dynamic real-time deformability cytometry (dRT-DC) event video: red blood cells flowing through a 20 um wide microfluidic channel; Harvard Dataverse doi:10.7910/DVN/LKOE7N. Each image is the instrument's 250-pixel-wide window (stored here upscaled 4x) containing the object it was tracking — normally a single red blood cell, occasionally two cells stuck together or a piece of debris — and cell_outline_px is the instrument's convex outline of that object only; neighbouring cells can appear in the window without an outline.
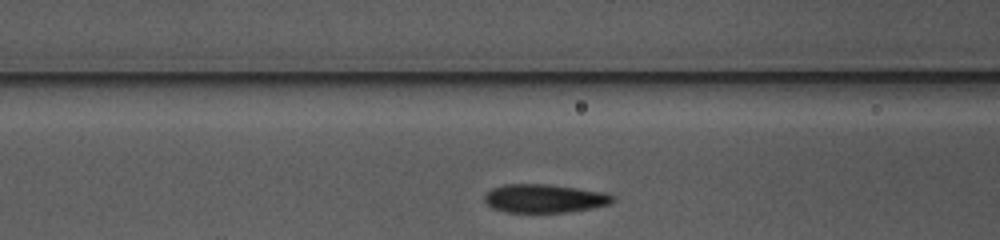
{"species": "common noctule bat (a hibernating species)", "species_latin": "Nyctalus noctula", "temperature_condition": "warm", "stored_images_in_passage": 23, "camera_frame_rate_fps": 3000, "um_per_image_px": 0.085, "animal": {"sex": "female", "body_mass_g": 10.0, "forearm_length_mm": 53.1}, "frame": {"image": 1, "passage_image": 5, "time_ms": 1.333, "image_size_px": [1000, 240], "cell_outline_px": [[616, 200], [612, 204], [592, 208], [564, 212], [504, 212], [492, 208], [484, 200], [484, 196], [492, 188], [504, 184], [548, 184], [604, 192], [612, 196]], "centroid_in_image_um": [46.28, 16.87], "position_along_channel_um": 120.3, "area_um2": 21.27}}
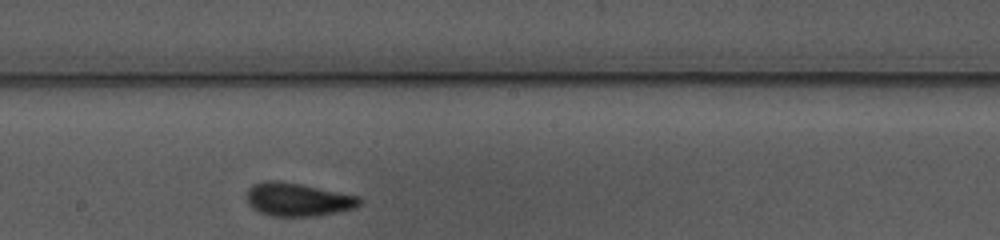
{"frame": {"image": 2, "passage_image": 13, "time_ms": 4.0, "image_size_px": [1000, 240], "cell_outline_px": [[364, 200], [356, 208], [336, 212], [312, 216], [272, 216], [260, 212], [252, 208], [248, 204], [244, 196], [248, 188], [252, 184], [264, 180], [276, 180], [300, 184], [360, 196]], "centroid_in_image_um": [25.28, 16.95], "position_along_channel_um": 222.9, "area_um2": 22.14}}
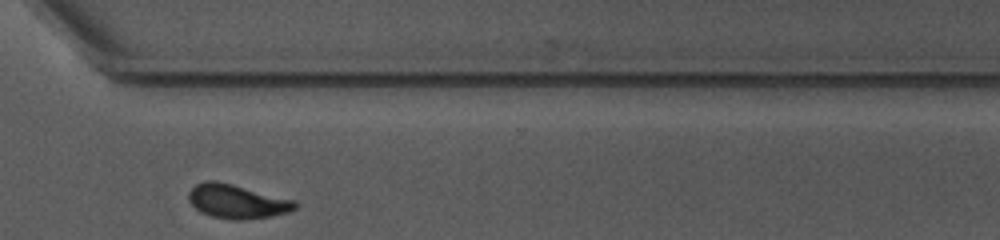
{"frame": {"image": 3, "passage_image": 23, "time_ms": 7.333, "image_size_px": [1000, 240], "cell_outline_px": [[296, 208], [288, 212], [272, 216], [240, 220], [232, 220], [212, 216], [200, 212], [188, 200], [188, 192], [196, 184], [208, 180], [216, 180], [296, 200]], "centroid_in_image_um": [20.14, 17.12], "position_along_channel_um": 350.5, "area_um2": 21.04}}